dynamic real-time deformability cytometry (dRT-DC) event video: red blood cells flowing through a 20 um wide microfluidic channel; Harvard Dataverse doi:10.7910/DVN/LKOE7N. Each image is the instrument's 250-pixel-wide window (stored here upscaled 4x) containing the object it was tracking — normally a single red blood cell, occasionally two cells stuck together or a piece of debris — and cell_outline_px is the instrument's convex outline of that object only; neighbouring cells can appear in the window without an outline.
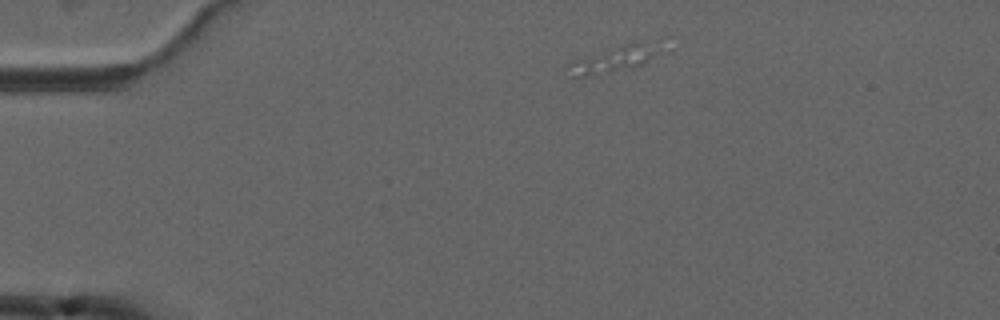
{"species": "common noctule bat (a hibernating species)", "species_latin": "Nyctalus noctula", "temperature_condition": "cold", "stored_images_in_passage": 1, "camera_frame_rate_fps": 3000, "um_per_image_px": 0.085, "animal": {"sex": "male", "forearm_length_mm": 52.5}, "frame": {"image": 1, "passage_image": 1, "time_ms": 0.0, "image_size_px": [1000, 320], "cell_outline_px": [[648, 60], [644, 64], [584, 76], [572, 76], [568, 64], [572, 60], [624, 44], [644, 40], [648, 44]], "centroid_in_image_um": [51.93, 5.05], "position_along_channel_um": 33.1, "area_um2": 12.14}}